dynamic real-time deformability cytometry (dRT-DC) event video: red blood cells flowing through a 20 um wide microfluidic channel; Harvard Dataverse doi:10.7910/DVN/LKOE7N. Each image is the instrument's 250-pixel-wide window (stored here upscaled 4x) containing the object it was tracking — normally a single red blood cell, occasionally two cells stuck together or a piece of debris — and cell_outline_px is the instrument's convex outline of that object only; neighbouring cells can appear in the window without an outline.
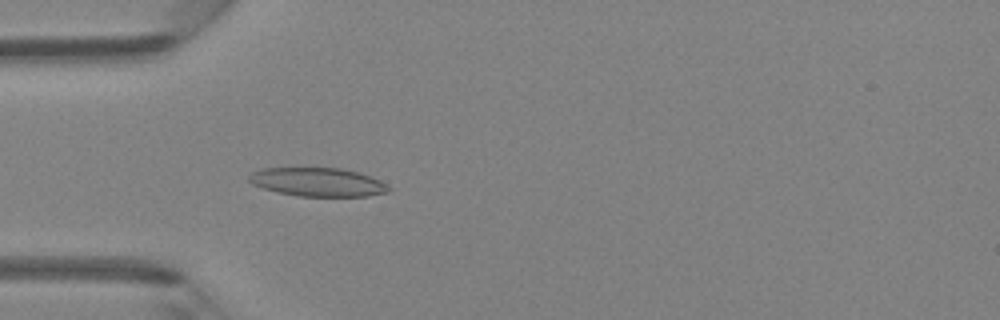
{"species": "Egyptian fruit bat (a non-hibernating species)", "species_latin": "Rousettus aegyptiacus", "temperature_condition": "room temperature", "stored_images_in_passage": 46, "camera_frame_rate_fps": 3000, "um_per_image_px": 0.085, "animal": {"sex": "female"}, "frame": {"image": 1, "passage_image": 13, "time_ms": 4.0, "image_size_px": [1000, 320], "cell_outline_px": [[392, 188], [388, 192], [368, 196], [300, 196], [276, 192], [252, 184], [248, 180], [248, 176], [252, 172], [260, 168], [340, 168], [356, 172], [380, 180]], "centroid_in_image_um": [26.99, 15.48], "position_along_channel_um": 58.0, "area_um2": 23.24}}
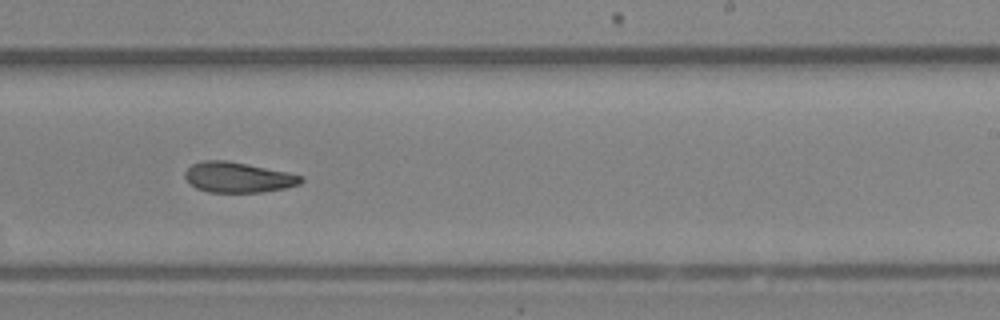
{"frame": {"image": 2, "passage_image": 28, "time_ms": 9.0, "image_size_px": [1000, 320], "cell_outline_px": [[304, 180], [300, 184], [284, 188], [260, 192], [208, 192], [196, 188], [184, 176], [184, 172], [192, 164], [204, 160], [228, 160], [288, 172], [304, 176]], "centroid_in_image_um": [20.25, 15.06], "position_along_channel_um": 268.8, "area_um2": 20.52}}
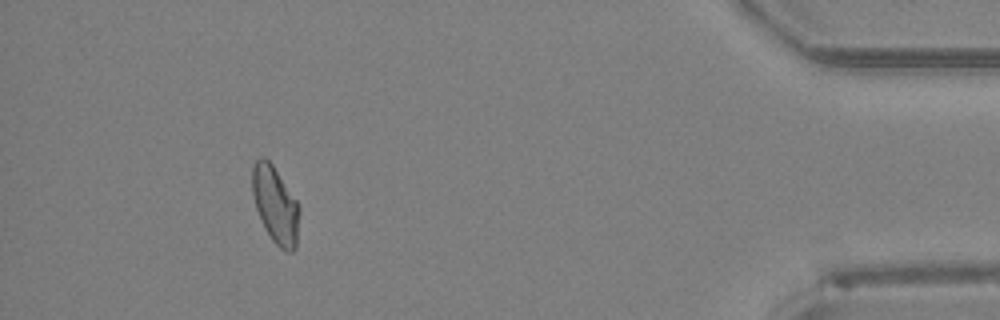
{"frame": {"image": 3, "passage_image": 42, "time_ms": 13.667, "image_size_px": [1000, 320], "cell_outline_px": [[300, 212], [296, 248], [292, 252], [288, 252], [280, 248], [272, 240], [264, 228], [256, 208], [252, 192], [252, 164], [260, 156], [264, 156], [272, 164], [296, 200], [300, 208]], "centroid_in_image_um": [23.4, 17.42], "position_along_channel_um": 411.8, "area_um2": 21.15}, "authors_computed_cell_mechanics": {"area_um2": 21.386, "velocity_mm_per_s": 4.3184, "shape_relaxation_time_tau1_ms": 9.7286, "shape_relaxation_time_tau2_ms": 2.6408, "deformation_change_tau1": 0.2085, "deformation_change_tau2": 0.0822}}